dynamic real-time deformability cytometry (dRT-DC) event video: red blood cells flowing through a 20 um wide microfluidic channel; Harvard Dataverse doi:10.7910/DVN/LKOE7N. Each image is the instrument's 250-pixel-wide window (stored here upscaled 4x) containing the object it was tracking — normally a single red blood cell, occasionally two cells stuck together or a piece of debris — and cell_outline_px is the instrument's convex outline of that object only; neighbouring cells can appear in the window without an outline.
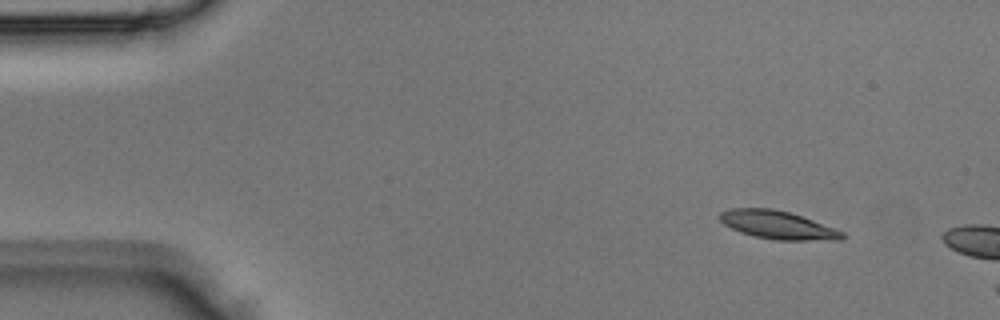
{"species": "Egyptian fruit bat (a non-hibernating species)", "species_latin": "Rousettus aegyptiacus", "temperature_condition": "room temperature", "stored_images_in_passage": 3, "camera_frame_rate_fps": 3000, "um_per_image_px": 0.085, "animal": {"sex": "male"}, "frame": {"image": 1, "passage_image": 1, "time_ms": 0.0, "image_size_px": [1000, 320], "cell_outline_px": [[844, 236], [840, 240], [776, 240], [756, 236], [740, 232], [724, 224], [720, 220], [720, 212], [732, 208], [772, 208], [788, 212], [812, 220], [844, 232]], "centroid_in_image_um": [66.09, 19.12], "position_along_channel_um": 18.9, "area_um2": 19.77}}